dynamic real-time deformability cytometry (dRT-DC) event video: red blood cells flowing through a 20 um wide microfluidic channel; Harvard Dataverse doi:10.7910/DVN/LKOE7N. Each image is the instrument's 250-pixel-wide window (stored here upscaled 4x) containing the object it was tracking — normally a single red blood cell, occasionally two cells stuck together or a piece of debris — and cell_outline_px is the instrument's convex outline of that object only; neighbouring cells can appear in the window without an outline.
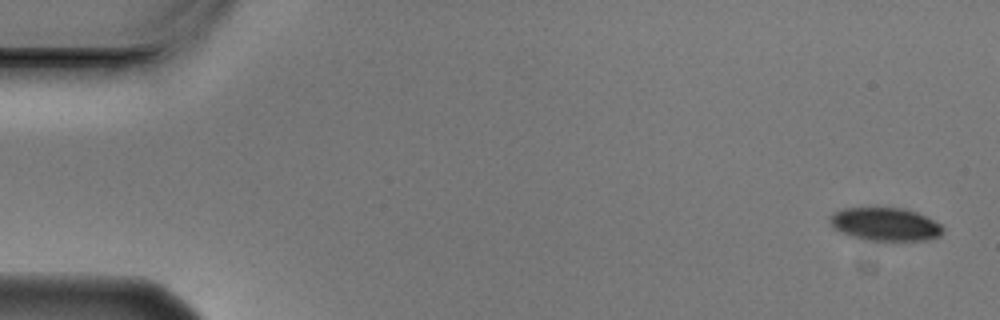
{"species": "Egyptian fruit bat (a non-hibernating species)", "species_latin": "Rousettus aegyptiacus", "temperature_condition": "cold", "stored_images_in_passage": 5, "camera_frame_rate_fps": 3000, "um_per_image_px": 0.085, "animal": {"sex": "male"}, "frame": {"image": 1, "passage_image": 1, "time_ms": 0.0, "image_size_px": [1000, 320], "cell_outline_px": [[944, 232], [940, 236], [928, 240], [860, 240], [832, 228], [832, 212], [844, 208], [904, 208], [916, 212], [940, 224], [944, 228]], "centroid_in_image_um": [75.25, 19.07], "position_along_channel_um": 9.7, "area_um2": 21.73}}
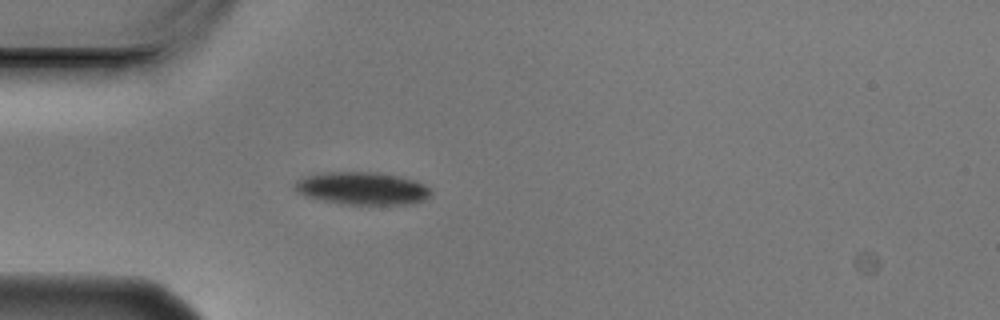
{"frame": {"image": 2, "passage_image": 5, "time_ms": 1.333, "image_size_px": [1000, 320], "cell_outline_px": [[432, 196], [424, 200], [412, 204], [344, 204], [304, 196], [296, 192], [292, 188], [292, 184], [296, 180], [304, 176], [320, 172], [380, 172], [400, 176], [416, 180], [432, 188]], "centroid_in_image_um": [30.79, 16.0], "position_along_channel_um": 54.2, "area_um2": 26.47}}